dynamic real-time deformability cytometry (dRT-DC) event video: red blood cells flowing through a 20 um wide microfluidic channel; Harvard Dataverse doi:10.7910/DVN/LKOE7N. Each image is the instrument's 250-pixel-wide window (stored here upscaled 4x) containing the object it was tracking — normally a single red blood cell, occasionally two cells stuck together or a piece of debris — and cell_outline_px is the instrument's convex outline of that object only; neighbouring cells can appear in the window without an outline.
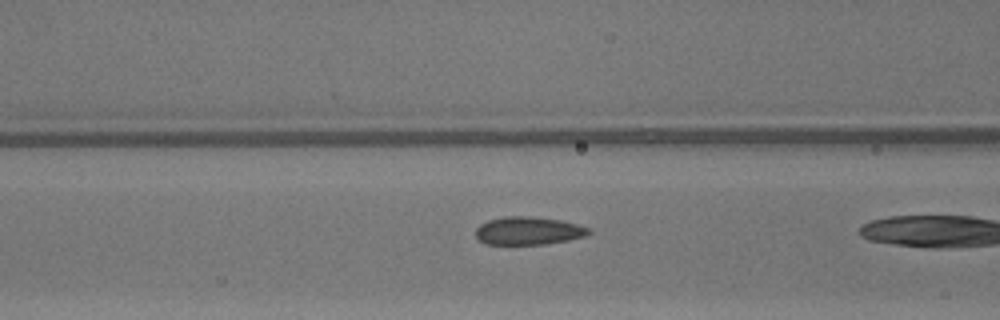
{"species": "common noctule bat (a hibernating species)", "species_latin": "Nyctalus noctula", "temperature_condition": "warm", "stored_images_in_passage": 18, "camera_frame_rate_fps": 3000, "um_per_image_px": 0.085, "animal": {"sex": "male", "body_mass_g": 13.3}, "frame": {"image": 1, "passage_image": 17, "time_ms": 5.333, "image_size_px": [1000, 320], "cell_outline_px": [[592, 232], [588, 236], [568, 240], [544, 244], [484, 244], [476, 236], [476, 228], [480, 224], [488, 220], [504, 216], [528, 216], [560, 220], [592, 228]], "centroid_in_image_um": [44.94, 19.61], "position_along_channel_um": 121.7, "area_um2": 18.55}}